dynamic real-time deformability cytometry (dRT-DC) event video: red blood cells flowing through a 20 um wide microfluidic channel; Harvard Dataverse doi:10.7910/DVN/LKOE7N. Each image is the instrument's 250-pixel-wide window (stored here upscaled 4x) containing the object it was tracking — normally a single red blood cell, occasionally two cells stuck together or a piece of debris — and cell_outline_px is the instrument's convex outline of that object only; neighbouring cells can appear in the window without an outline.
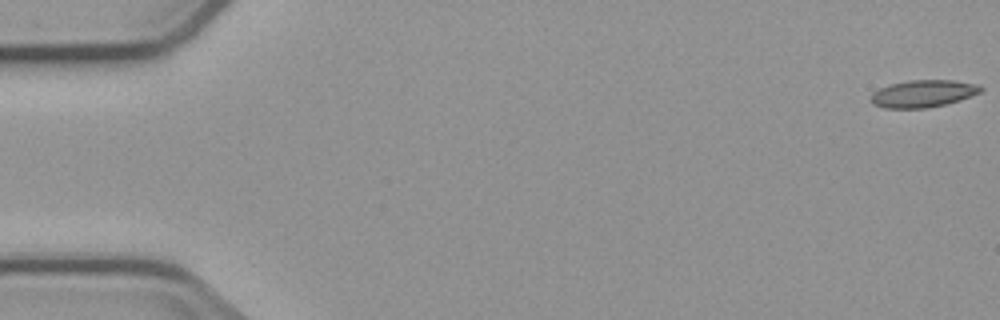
{"species": "common noctule bat (a hibernating species)", "species_latin": "Nyctalus noctula", "temperature_condition": "cold", "stored_images_in_passage": 3, "camera_frame_rate_fps": 3000, "um_per_image_px": 0.085, "animal": {"sex": "male", "body_mass_g": 23.1, "forearm_length_mm": 52.7}, "frame": {"image": 1, "passage_image": 1, "time_ms": 0.0, "image_size_px": [1000, 320], "cell_outline_px": [[984, 88], [980, 92], [960, 100], [948, 104], [928, 108], [884, 108], [872, 104], [868, 100], [872, 92], [888, 84], [908, 80], [952, 80], [980, 84]], "centroid_in_image_um": [78.44, 7.96], "position_along_channel_um": 6.6, "area_um2": 17.8}}